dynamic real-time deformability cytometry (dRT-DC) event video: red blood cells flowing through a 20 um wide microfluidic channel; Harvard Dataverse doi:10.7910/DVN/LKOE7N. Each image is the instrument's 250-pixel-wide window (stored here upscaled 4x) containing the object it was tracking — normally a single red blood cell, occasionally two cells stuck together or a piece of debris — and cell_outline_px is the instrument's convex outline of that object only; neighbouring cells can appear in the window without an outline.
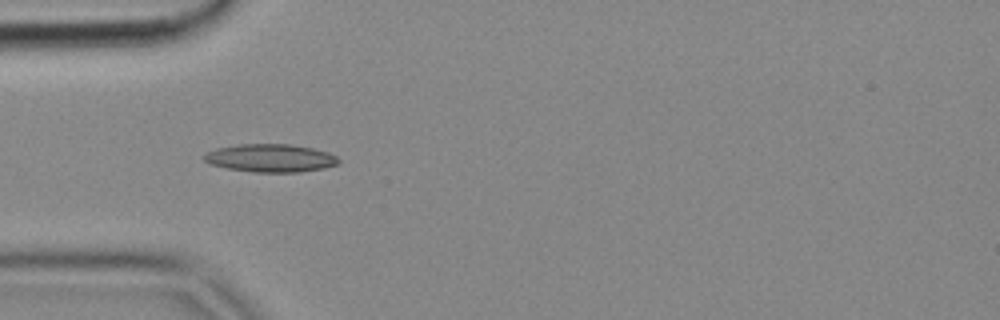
{"species": "common noctule bat (a hibernating species)", "species_latin": "Nyctalus noctula", "temperature_condition": "cold", "stored_images_in_passage": 10, "camera_frame_rate_fps": 3000, "um_per_image_px": 0.085, "animal": {"sex": "female", "body_mass_g": 18.4}, "frame": {"image": 1, "passage_image": 4, "time_ms": 1.0, "image_size_px": [1000, 320], "cell_outline_px": [[340, 160], [336, 164], [324, 168], [296, 172], [252, 172], [228, 168], [208, 164], [204, 160], [204, 156], [208, 152], [216, 148], [240, 144], [292, 144], [312, 148], [328, 152], [336, 156]], "centroid_in_image_um": [22.98, 13.43], "position_along_channel_um": 62.0, "area_um2": 21.85}}
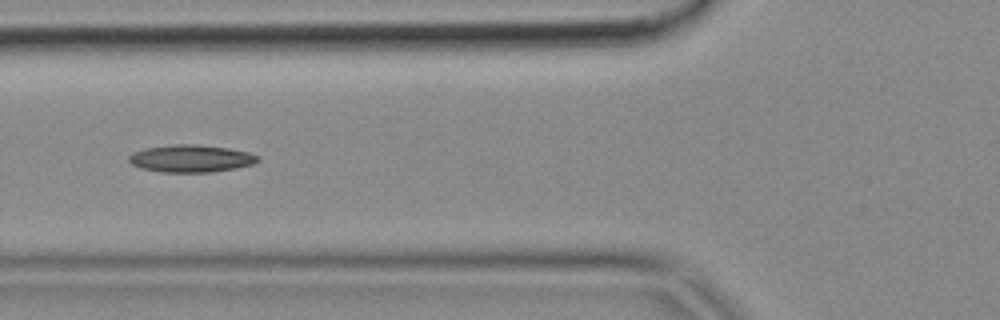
{"frame": {"image": 2, "passage_image": 5, "time_ms": 1.333, "image_size_px": [1000, 320], "cell_outline_px": [[260, 160], [252, 164], [236, 168], [212, 172], [160, 172], [140, 168], [132, 164], [128, 160], [128, 156], [132, 152], [144, 148], [176, 144], [196, 144], [228, 148], [248, 152], [260, 156]], "centroid_in_image_um": [16.22, 13.47], "position_along_channel_um": 109.6, "area_um2": 20.69}}
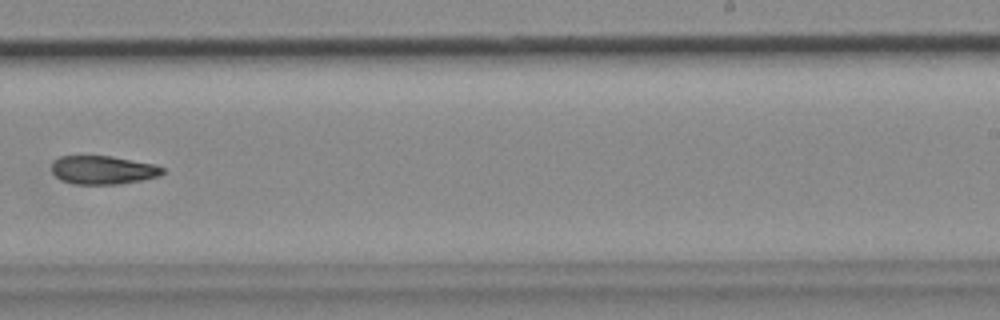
{"frame": {"image": 3, "passage_image": 9, "time_ms": 2.667, "image_size_px": [1000, 320], "cell_outline_px": [[164, 172], [160, 176], [120, 184], [76, 184], [60, 180], [52, 172], [52, 164], [60, 156], [112, 156], [156, 164], [164, 168]], "centroid_in_image_um": [8.78, 14.45], "position_along_channel_um": 280.2, "area_um2": 18.44}}